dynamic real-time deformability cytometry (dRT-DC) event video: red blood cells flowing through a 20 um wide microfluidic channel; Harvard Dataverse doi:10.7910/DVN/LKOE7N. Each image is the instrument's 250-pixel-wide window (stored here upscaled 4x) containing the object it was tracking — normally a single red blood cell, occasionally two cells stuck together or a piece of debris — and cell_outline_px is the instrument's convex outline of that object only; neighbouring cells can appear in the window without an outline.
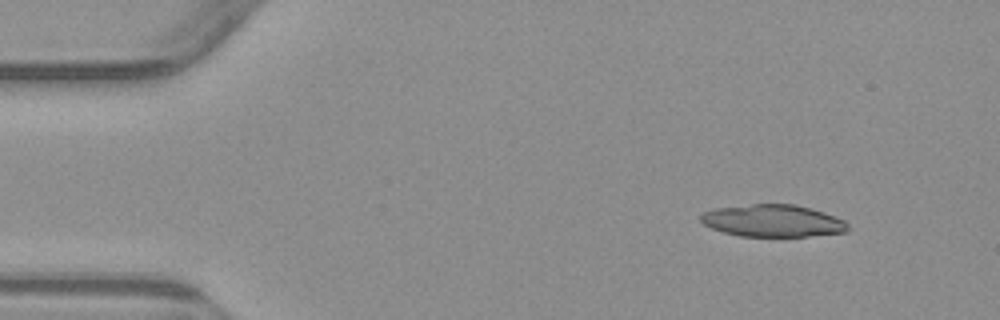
{"species": "common noctule bat (a hibernating species)", "species_latin": "Nyctalus noctula", "temperature_condition": "warm", "stored_images_in_passage": 4, "camera_frame_rate_fps": 3000, "um_per_image_px": 0.085, "animal": {"sex": "male", "body_mass_g": 23.1, "forearm_length_mm": 52.7}, "frame": {"image": 1, "passage_image": 1, "time_ms": 0.0, "image_size_px": [1000, 320], "cell_outline_px": [[848, 232], [808, 236], [740, 236], [724, 232], [712, 228], [704, 224], [700, 220], [700, 216], [704, 212], [716, 208], [752, 204], [796, 204], [824, 212], [836, 216], [844, 220], [848, 224]], "centroid_in_image_um": [65.72, 18.76], "position_along_channel_um": 19.3, "area_um2": 27.57}}